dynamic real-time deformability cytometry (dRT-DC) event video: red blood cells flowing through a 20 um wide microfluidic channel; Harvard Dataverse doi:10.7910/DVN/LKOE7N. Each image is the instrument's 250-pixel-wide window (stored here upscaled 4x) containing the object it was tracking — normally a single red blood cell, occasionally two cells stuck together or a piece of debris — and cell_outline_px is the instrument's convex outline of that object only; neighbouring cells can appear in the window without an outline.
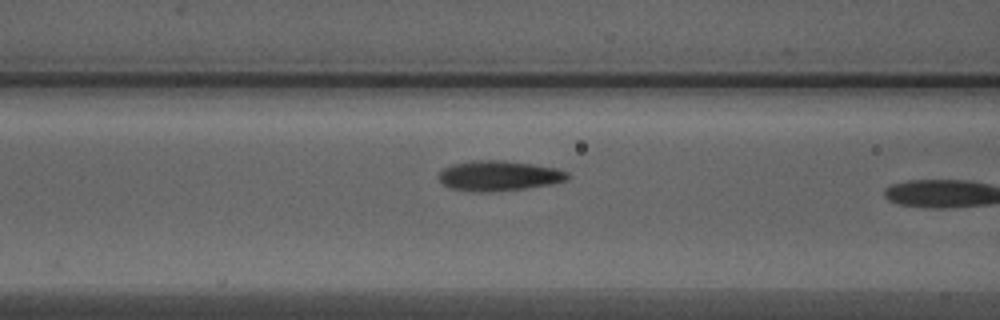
{"species": "Egyptian fruit bat (a non-hibernating species)", "species_latin": "Rousettus aegyptiacus", "temperature_condition": "warm", "stored_images_in_passage": 7, "camera_frame_rate_fps": 3000, "um_per_image_px": 0.085, "animal": {"sex": "male"}, "frame": {"image": 1, "passage_image": 5, "time_ms": 1.333, "image_size_px": [1000, 320], "cell_outline_px": [[568, 180], [552, 184], [524, 188], [488, 192], [480, 192], [452, 188], [444, 184], [436, 176], [444, 168], [452, 164], [472, 160], [504, 160], [532, 164], [556, 168], [568, 172]], "centroid_in_image_um": [42.4, 14.93], "position_along_channel_um": 124.2, "area_um2": 22.54}}